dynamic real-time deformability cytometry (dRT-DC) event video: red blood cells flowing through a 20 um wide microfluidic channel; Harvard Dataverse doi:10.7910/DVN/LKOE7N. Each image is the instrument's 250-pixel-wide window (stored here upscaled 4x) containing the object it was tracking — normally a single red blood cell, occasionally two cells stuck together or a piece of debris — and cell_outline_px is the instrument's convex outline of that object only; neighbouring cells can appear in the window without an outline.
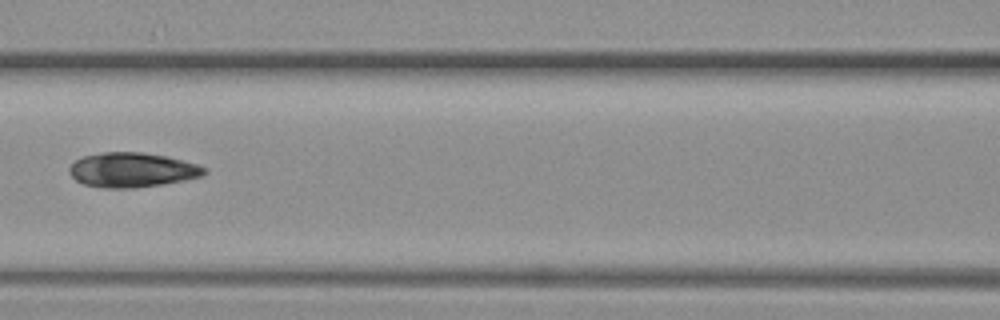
{"species": "common noctule bat (a hibernating species)", "species_latin": "Nyctalus noctula", "temperature_condition": "warm", "stored_images_in_passage": 13, "camera_frame_rate_fps": 3000, "um_per_image_px": 0.085, "animal": {"sex": "female", "body_mass_g": 19.3, "forearm_length_mm": 54.1}, "frame": {"image": 1, "passage_image": 8, "time_ms": 2.333, "image_size_px": [1000, 320], "cell_outline_px": [[208, 172], [200, 176], [184, 180], [136, 188], [104, 188], [84, 184], [76, 180], [68, 172], [68, 168], [76, 160], [84, 156], [104, 152], [140, 152], [164, 156], [196, 164], [208, 168]], "centroid_in_image_um": [11.21, 14.45], "position_along_channel_um": 155.4, "area_um2": 26.99}}
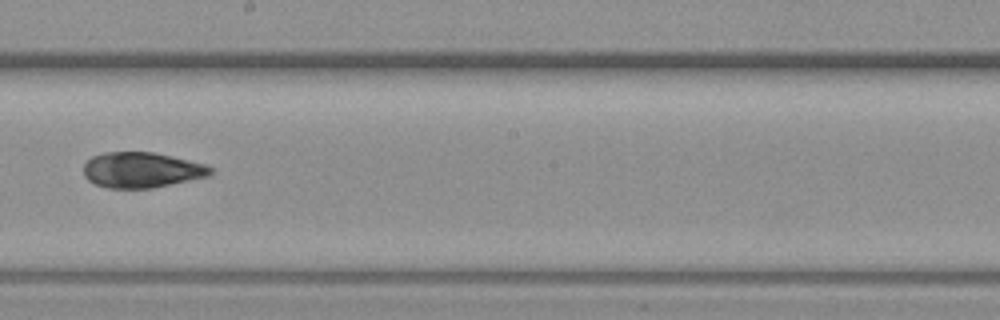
{"frame": {"image": 2, "passage_image": 10, "time_ms": 3.0, "image_size_px": [1000, 320], "cell_outline_px": [[212, 172], [208, 176], [152, 188], [108, 188], [96, 184], [88, 180], [84, 176], [84, 164], [92, 156], [104, 152], [152, 152], [172, 156], [204, 164], [212, 168]], "centroid_in_image_um": [12.01, 14.44], "position_along_channel_um": 236.2, "area_um2": 26.07}}
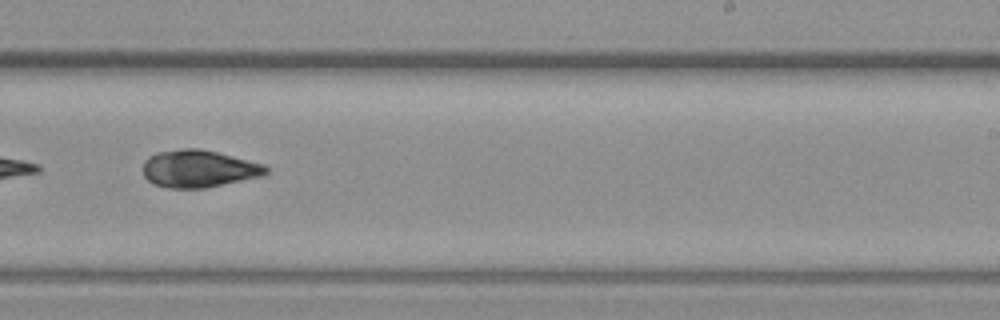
{"frame": {"image": 3, "passage_image": 11, "time_ms": 3.333, "image_size_px": [1000, 320], "cell_outline_px": [[268, 172], [264, 176], [204, 188], [168, 188], [152, 184], [144, 176], [144, 160], [148, 156], [156, 152], [180, 148], [200, 148], [264, 164], [268, 168]], "centroid_in_image_um": [16.88, 14.34], "position_along_channel_um": 272.1, "area_um2": 26.93}}